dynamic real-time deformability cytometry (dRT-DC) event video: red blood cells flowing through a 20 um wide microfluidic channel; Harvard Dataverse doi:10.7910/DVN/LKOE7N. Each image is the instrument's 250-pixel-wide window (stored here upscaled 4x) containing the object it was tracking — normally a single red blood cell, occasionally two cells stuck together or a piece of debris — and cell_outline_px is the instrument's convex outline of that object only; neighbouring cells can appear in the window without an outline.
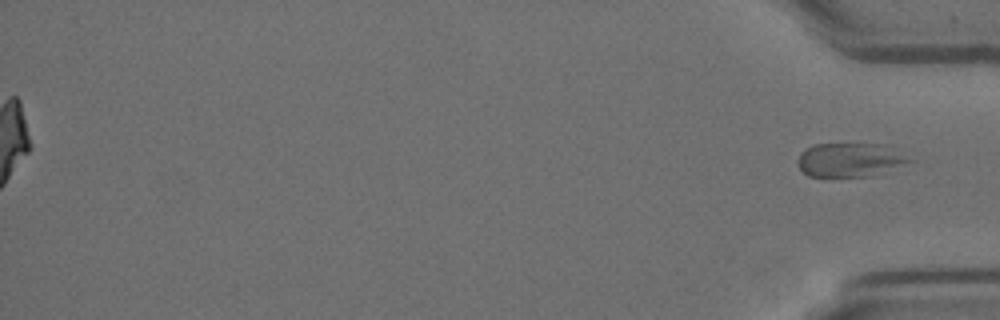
{"species": "Egyptian fruit bat (a non-hibernating species)", "species_latin": "Rousettus aegyptiacus", "temperature_condition": "room temperature", "stored_images_in_passage": 15, "segment_of_instrument_passage": [2, 2], "camera_frame_rate_fps": 3000, "um_per_image_px": 0.085, "animal": {"sex": "female"}, "frame": {"image": 1, "passage_image": 15, "time_ms": 4.667, "image_size_px": [1000, 320], "cell_outline_px": [[916, 160], [868, 176], [808, 176], [800, 168], [800, 152], [804, 148], [812, 144], [884, 144]], "centroid_in_image_um": [72.24, 13.56], "position_along_channel_um": 363.0, "area_um2": 21.68}}